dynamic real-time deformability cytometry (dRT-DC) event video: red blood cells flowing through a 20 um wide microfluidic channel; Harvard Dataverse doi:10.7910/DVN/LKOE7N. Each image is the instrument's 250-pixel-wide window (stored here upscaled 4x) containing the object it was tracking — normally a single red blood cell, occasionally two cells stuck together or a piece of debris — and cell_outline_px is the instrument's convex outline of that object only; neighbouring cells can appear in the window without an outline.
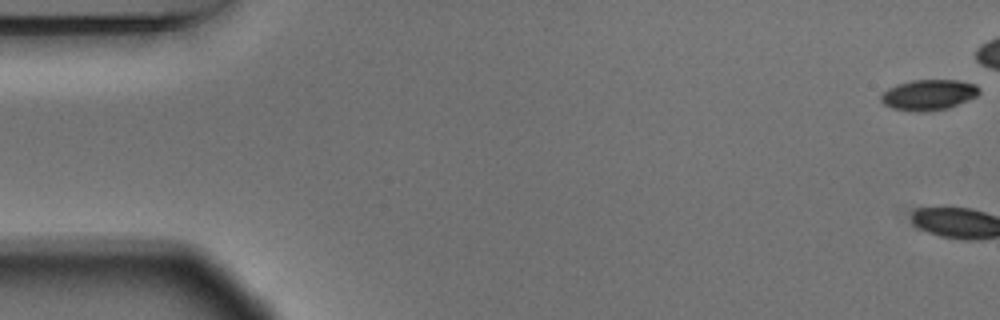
{"species": "Egyptian fruit bat (a non-hibernating species)", "species_latin": "Rousettus aegyptiacus", "temperature_condition": "warm", "stored_images_in_passage": 3, "camera_frame_rate_fps": 3000, "um_per_image_px": 0.085, "animal": {"sex": "male"}, "frame": {"image": 1, "passage_image": 1, "time_ms": 0.0, "image_size_px": [1000, 320], "cell_outline_px": [[980, 92], [976, 96], [968, 100], [948, 108], [928, 112], [916, 112], [892, 108], [884, 104], [880, 100], [880, 96], [888, 88], [896, 84], [912, 80], [960, 80], [976, 84], [980, 88]], "centroid_in_image_um": [78.94, 8.06], "position_along_channel_um": 6.1, "area_um2": 17.69}}